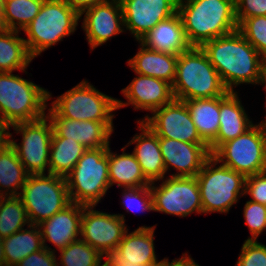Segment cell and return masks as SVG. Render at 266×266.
Returning <instances> with one entry per match:
<instances>
[{"instance_id": "6da1fadb", "label": "cell", "mask_w": 266, "mask_h": 266, "mask_svg": "<svg viewBox=\"0 0 266 266\" xmlns=\"http://www.w3.org/2000/svg\"><path fill=\"white\" fill-rule=\"evenodd\" d=\"M229 92L240 84H265L266 60L238 31L201 46Z\"/></svg>"}, {"instance_id": "7a4b0ae2", "label": "cell", "mask_w": 266, "mask_h": 266, "mask_svg": "<svg viewBox=\"0 0 266 266\" xmlns=\"http://www.w3.org/2000/svg\"><path fill=\"white\" fill-rule=\"evenodd\" d=\"M177 12L191 47L238 30L234 0H179Z\"/></svg>"}, {"instance_id": "3957f363", "label": "cell", "mask_w": 266, "mask_h": 266, "mask_svg": "<svg viewBox=\"0 0 266 266\" xmlns=\"http://www.w3.org/2000/svg\"><path fill=\"white\" fill-rule=\"evenodd\" d=\"M172 90L180 101L214 98L228 92L201 47H190L178 55Z\"/></svg>"}, {"instance_id": "277c9868", "label": "cell", "mask_w": 266, "mask_h": 266, "mask_svg": "<svg viewBox=\"0 0 266 266\" xmlns=\"http://www.w3.org/2000/svg\"><path fill=\"white\" fill-rule=\"evenodd\" d=\"M51 93L12 72H0V115L4 123L38 120L46 116Z\"/></svg>"}, {"instance_id": "5b68a950", "label": "cell", "mask_w": 266, "mask_h": 266, "mask_svg": "<svg viewBox=\"0 0 266 266\" xmlns=\"http://www.w3.org/2000/svg\"><path fill=\"white\" fill-rule=\"evenodd\" d=\"M80 14L64 0H44L39 13L24 28L27 49L35 58L76 31Z\"/></svg>"}, {"instance_id": "8992f818", "label": "cell", "mask_w": 266, "mask_h": 266, "mask_svg": "<svg viewBox=\"0 0 266 266\" xmlns=\"http://www.w3.org/2000/svg\"><path fill=\"white\" fill-rule=\"evenodd\" d=\"M217 164V159L211 155L196 175L203 214L228 213L239 197L245 195L246 177L221 163Z\"/></svg>"}, {"instance_id": "52a82bcc", "label": "cell", "mask_w": 266, "mask_h": 266, "mask_svg": "<svg viewBox=\"0 0 266 266\" xmlns=\"http://www.w3.org/2000/svg\"><path fill=\"white\" fill-rule=\"evenodd\" d=\"M65 178L71 202L96 206L110 188L108 147L87 149Z\"/></svg>"}, {"instance_id": "ba28073f", "label": "cell", "mask_w": 266, "mask_h": 266, "mask_svg": "<svg viewBox=\"0 0 266 266\" xmlns=\"http://www.w3.org/2000/svg\"><path fill=\"white\" fill-rule=\"evenodd\" d=\"M48 110V117H65L70 120L113 121L117 99L101 93L84 80L58 96Z\"/></svg>"}, {"instance_id": "9c48e42d", "label": "cell", "mask_w": 266, "mask_h": 266, "mask_svg": "<svg viewBox=\"0 0 266 266\" xmlns=\"http://www.w3.org/2000/svg\"><path fill=\"white\" fill-rule=\"evenodd\" d=\"M30 224L38 225L71 203L66 178L53 174L28 175L18 195Z\"/></svg>"}, {"instance_id": "30bf717a", "label": "cell", "mask_w": 266, "mask_h": 266, "mask_svg": "<svg viewBox=\"0 0 266 266\" xmlns=\"http://www.w3.org/2000/svg\"><path fill=\"white\" fill-rule=\"evenodd\" d=\"M212 156L245 177L266 171V131L254 124L245 133L223 143Z\"/></svg>"}, {"instance_id": "8fae6325", "label": "cell", "mask_w": 266, "mask_h": 266, "mask_svg": "<svg viewBox=\"0 0 266 266\" xmlns=\"http://www.w3.org/2000/svg\"><path fill=\"white\" fill-rule=\"evenodd\" d=\"M11 127L17 134H22L21 144L10 139V145L15 149L25 171L29 175L45 174L47 169L49 174V154L53 127L48 116L14 124Z\"/></svg>"}, {"instance_id": "7c38bea8", "label": "cell", "mask_w": 266, "mask_h": 266, "mask_svg": "<svg viewBox=\"0 0 266 266\" xmlns=\"http://www.w3.org/2000/svg\"><path fill=\"white\" fill-rule=\"evenodd\" d=\"M162 180L161 186H154L155 182L150 184L153 211L179 217H186L193 212H197V214L203 213L196 176H169Z\"/></svg>"}, {"instance_id": "4fadbf2b", "label": "cell", "mask_w": 266, "mask_h": 266, "mask_svg": "<svg viewBox=\"0 0 266 266\" xmlns=\"http://www.w3.org/2000/svg\"><path fill=\"white\" fill-rule=\"evenodd\" d=\"M84 206L80 238L102 256L117 249L128 228L123 214H109Z\"/></svg>"}, {"instance_id": "5bb4252c", "label": "cell", "mask_w": 266, "mask_h": 266, "mask_svg": "<svg viewBox=\"0 0 266 266\" xmlns=\"http://www.w3.org/2000/svg\"><path fill=\"white\" fill-rule=\"evenodd\" d=\"M151 114L152 116L146 115L138 121L146 124L158 137L188 143H205L198 134L184 101L174 99Z\"/></svg>"}, {"instance_id": "9a60e30c", "label": "cell", "mask_w": 266, "mask_h": 266, "mask_svg": "<svg viewBox=\"0 0 266 266\" xmlns=\"http://www.w3.org/2000/svg\"><path fill=\"white\" fill-rule=\"evenodd\" d=\"M155 226H141L125 233L117 249L104 257L107 266H162L165 258L158 261L154 247Z\"/></svg>"}, {"instance_id": "2e32d148", "label": "cell", "mask_w": 266, "mask_h": 266, "mask_svg": "<svg viewBox=\"0 0 266 266\" xmlns=\"http://www.w3.org/2000/svg\"><path fill=\"white\" fill-rule=\"evenodd\" d=\"M179 0H120L124 28L139 42L159 22L178 11Z\"/></svg>"}, {"instance_id": "e0dca14e", "label": "cell", "mask_w": 266, "mask_h": 266, "mask_svg": "<svg viewBox=\"0 0 266 266\" xmlns=\"http://www.w3.org/2000/svg\"><path fill=\"white\" fill-rule=\"evenodd\" d=\"M82 28L89 46L94 50L124 30V18L120 0H106L84 10Z\"/></svg>"}, {"instance_id": "ac0fdd59", "label": "cell", "mask_w": 266, "mask_h": 266, "mask_svg": "<svg viewBox=\"0 0 266 266\" xmlns=\"http://www.w3.org/2000/svg\"><path fill=\"white\" fill-rule=\"evenodd\" d=\"M159 144L166 173L171 166L178 171L170 174L172 177L196 176L211 156L206 143H188L159 137Z\"/></svg>"}, {"instance_id": "d6986e66", "label": "cell", "mask_w": 266, "mask_h": 266, "mask_svg": "<svg viewBox=\"0 0 266 266\" xmlns=\"http://www.w3.org/2000/svg\"><path fill=\"white\" fill-rule=\"evenodd\" d=\"M136 75L138 76L121 90L127 102L117 99V109L131 104L135 110L153 112L175 99L170 83L146 75Z\"/></svg>"}, {"instance_id": "ffe728a7", "label": "cell", "mask_w": 266, "mask_h": 266, "mask_svg": "<svg viewBox=\"0 0 266 266\" xmlns=\"http://www.w3.org/2000/svg\"><path fill=\"white\" fill-rule=\"evenodd\" d=\"M82 213L83 205L71 202L64 209L38 224L43 247L55 253L56 250L48 247L45 242L49 241L61 250L78 240L77 237L81 235Z\"/></svg>"}, {"instance_id": "44dd1931", "label": "cell", "mask_w": 266, "mask_h": 266, "mask_svg": "<svg viewBox=\"0 0 266 266\" xmlns=\"http://www.w3.org/2000/svg\"><path fill=\"white\" fill-rule=\"evenodd\" d=\"M53 131L62 138L81 143L87 149L109 147L110 136L114 131L113 121H79L65 117H48Z\"/></svg>"}, {"instance_id": "7402d4cb", "label": "cell", "mask_w": 266, "mask_h": 266, "mask_svg": "<svg viewBox=\"0 0 266 266\" xmlns=\"http://www.w3.org/2000/svg\"><path fill=\"white\" fill-rule=\"evenodd\" d=\"M238 92H227L220 96V128L216 139L209 145L211 155L225 142L245 133L254 124L250 121Z\"/></svg>"}, {"instance_id": "603a6c76", "label": "cell", "mask_w": 266, "mask_h": 266, "mask_svg": "<svg viewBox=\"0 0 266 266\" xmlns=\"http://www.w3.org/2000/svg\"><path fill=\"white\" fill-rule=\"evenodd\" d=\"M141 133L126 144V147L136 143L133 155L141 166L144 176L152 183L164 179L166 173L161 154L159 137L142 121L137 122Z\"/></svg>"}, {"instance_id": "cb8c5ba5", "label": "cell", "mask_w": 266, "mask_h": 266, "mask_svg": "<svg viewBox=\"0 0 266 266\" xmlns=\"http://www.w3.org/2000/svg\"><path fill=\"white\" fill-rule=\"evenodd\" d=\"M140 42L149 49L176 55L191 47L178 12L159 22Z\"/></svg>"}, {"instance_id": "d4e9b609", "label": "cell", "mask_w": 266, "mask_h": 266, "mask_svg": "<svg viewBox=\"0 0 266 266\" xmlns=\"http://www.w3.org/2000/svg\"><path fill=\"white\" fill-rule=\"evenodd\" d=\"M140 50L128 60V66L136 74L164 80L171 85L176 75L178 55L147 48L140 41Z\"/></svg>"}, {"instance_id": "484cf974", "label": "cell", "mask_w": 266, "mask_h": 266, "mask_svg": "<svg viewBox=\"0 0 266 266\" xmlns=\"http://www.w3.org/2000/svg\"><path fill=\"white\" fill-rule=\"evenodd\" d=\"M108 147V169L110 187L117 184L122 188H141L149 186L151 182L144 176L136 157L125 153L126 145L121 150L122 154L113 153Z\"/></svg>"}, {"instance_id": "4316f807", "label": "cell", "mask_w": 266, "mask_h": 266, "mask_svg": "<svg viewBox=\"0 0 266 266\" xmlns=\"http://www.w3.org/2000/svg\"><path fill=\"white\" fill-rule=\"evenodd\" d=\"M197 132L209 146L217 137L220 128V96L214 98L189 99L184 101Z\"/></svg>"}, {"instance_id": "83f0119b", "label": "cell", "mask_w": 266, "mask_h": 266, "mask_svg": "<svg viewBox=\"0 0 266 266\" xmlns=\"http://www.w3.org/2000/svg\"><path fill=\"white\" fill-rule=\"evenodd\" d=\"M86 150L87 148L76 140L59 137L53 131L49 154V173L66 177Z\"/></svg>"}, {"instance_id": "f1b7e54d", "label": "cell", "mask_w": 266, "mask_h": 266, "mask_svg": "<svg viewBox=\"0 0 266 266\" xmlns=\"http://www.w3.org/2000/svg\"><path fill=\"white\" fill-rule=\"evenodd\" d=\"M19 31L6 30L0 32V72L25 73L28 65L34 59L26 46L24 38L18 36Z\"/></svg>"}, {"instance_id": "f546056e", "label": "cell", "mask_w": 266, "mask_h": 266, "mask_svg": "<svg viewBox=\"0 0 266 266\" xmlns=\"http://www.w3.org/2000/svg\"><path fill=\"white\" fill-rule=\"evenodd\" d=\"M27 228L3 238L7 266H16L22 259L43 248L38 225L29 224Z\"/></svg>"}, {"instance_id": "4dcf8cb0", "label": "cell", "mask_w": 266, "mask_h": 266, "mask_svg": "<svg viewBox=\"0 0 266 266\" xmlns=\"http://www.w3.org/2000/svg\"><path fill=\"white\" fill-rule=\"evenodd\" d=\"M28 175L11 145L0 153V196H18Z\"/></svg>"}, {"instance_id": "1f68e13d", "label": "cell", "mask_w": 266, "mask_h": 266, "mask_svg": "<svg viewBox=\"0 0 266 266\" xmlns=\"http://www.w3.org/2000/svg\"><path fill=\"white\" fill-rule=\"evenodd\" d=\"M26 209L19 196H0V237L5 238L29 225Z\"/></svg>"}, {"instance_id": "d6a6232c", "label": "cell", "mask_w": 266, "mask_h": 266, "mask_svg": "<svg viewBox=\"0 0 266 266\" xmlns=\"http://www.w3.org/2000/svg\"><path fill=\"white\" fill-rule=\"evenodd\" d=\"M44 0H4L7 29L24 30L39 13Z\"/></svg>"}, {"instance_id": "836d02e7", "label": "cell", "mask_w": 266, "mask_h": 266, "mask_svg": "<svg viewBox=\"0 0 266 266\" xmlns=\"http://www.w3.org/2000/svg\"><path fill=\"white\" fill-rule=\"evenodd\" d=\"M60 251L61 266H100L104 256L81 238L67 245Z\"/></svg>"}, {"instance_id": "e575fe53", "label": "cell", "mask_w": 266, "mask_h": 266, "mask_svg": "<svg viewBox=\"0 0 266 266\" xmlns=\"http://www.w3.org/2000/svg\"><path fill=\"white\" fill-rule=\"evenodd\" d=\"M238 31L266 60V16L244 19L238 25Z\"/></svg>"}, {"instance_id": "d590c367", "label": "cell", "mask_w": 266, "mask_h": 266, "mask_svg": "<svg viewBox=\"0 0 266 266\" xmlns=\"http://www.w3.org/2000/svg\"><path fill=\"white\" fill-rule=\"evenodd\" d=\"M122 204L124 209L129 211L143 212L153 211V198L149 186L141 188H124Z\"/></svg>"}, {"instance_id": "8d00e7d4", "label": "cell", "mask_w": 266, "mask_h": 266, "mask_svg": "<svg viewBox=\"0 0 266 266\" xmlns=\"http://www.w3.org/2000/svg\"><path fill=\"white\" fill-rule=\"evenodd\" d=\"M243 215L251 236L248 240H257L258 236L266 230V206L254 201H247Z\"/></svg>"}, {"instance_id": "74e56055", "label": "cell", "mask_w": 266, "mask_h": 266, "mask_svg": "<svg viewBox=\"0 0 266 266\" xmlns=\"http://www.w3.org/2000/svg\"><path fill=\"white\" fill-rule=\"evenodd\" d=\"M235 266H266V245L245 240Z\"/></svg>"}, {"instance_id": "f35d334b", "label": "cell", "mask_w": 266, "mask_h": 266, "mask_svg": "<svg viewBox=\"0 0 266 266\" xmlns=\"http://www.w3.org/2000/svg\"><path fill=\"white\" fill-rule=\"evenodd\" d=\"M244 194H249L251 201L266 206V171L245 178Z\"/></svg>"}, {"instance_id": "ab89813d", "label": "cell", "mask_w": 266, "mask_h": 266, "mask_svg": "<svg viewBox=\"0 0 266 266\" xmlns=\"http://www.w3.org/2000/svg\"><path fill=\"white\" fill-rule=\"evenodd\" d=\"M235 7L238 25L246 18L266 16V0H236Z\"/></svg>"}, {"instance_id": "60d3db41", "label": "cell", "mask_w": 266, "mask_h": 266, "mask_svg": "<svg viewBox=\"0 0 266 266\" xmlns=\"http://www.w3.org/2000/svg\"><path fill=\"white\" fill-rule=\"evenodd\" d=\"M57 261L56 254L43 247L22 259L16 266H58Z\"/></svg>"}, {"instance_id": "b9f144b4", "label": "cell", "mask_w": 266, "mask_h": 266, "mask_svg": "<svg viewBox=\"0 0 266 266\" xmlns=\"http://www.w3.org/2000/svg\"><path fill=\"white\" fill-rule=\"evenodd\" d=\"M72 9L81 14L84 10L106 0H64Z\"/></svg>"}, {"instance_id": "7bdbcfd3", "label": "cell", "mask_w": 266, "mask_h": 266, "mask_svg": "<svg viewBox=\"0 0 266 266\" xmlns=\"http://www.w3.org/2000/svg\"><path fill=\"white\" fill-rule=\"evenodd\" d=\"M10 125L6 123L0 124V153L10 145V139L12 138V133H10Z\"/></svg>"}, {"instance_id": "ee69618b", "label": "cell", "mask_w": 266, "mask_h": 266, "mask_svg": "<svg viewBox=\"0 0 266 266\" xmlns=\"http://www.w3.org/2000/svg\"><path fill=\"white\" fill-rule=\"evenodd\" d=\"M182 256L179 259L172 260V262H169L168 258H165L162 266H199L187 253H184Z\"/></svg>"}, {"instance_id": "f6af8a7d", "label": "cell", "mask_w": 266, "mask_h": 266, "mask_svg": "<svg viewBox=\"0 0 266 266\" xmlns=\"http://www.w3.org/2000/svg\"><path fill=\"white\" fill-rule=\"evenodd\" d=\"M7 25L4 17V0H0V32L6 31Z\"/></svg>"}, {"instance_id": "bcb514c9", "label": "cell", "mask_w": 266, "mask_h": 266, "mask_svg": "<svg viewBox=\"0 0 266 266\" xmlns=\"http://www.w3.org/2000/svg\"><path fill=\"white\" fill-rule=\"evenodd\" d=\"M0 266H7V261L4 254L3 238L0 237Z\"/></svg>"}, {"instance_id": "7dc6e473", "label": "cell", "mask_w": 266, "mask_h": 266, "mask_svg": "<svg viewBox=\"0 0 266 266\" xmlns=\"http://www.w3.org/2000/svg\"><path fill=\"white\" fill-rule=\"evenodd\" d=\"M265 86H264V88L266 89V83L264 84ZM266 106V105H265ZM266 118V117H265ZM261 127H262V129H264L265 131H266V119L263 121H261L260 123H258Z\"/></svg>"}, {"instance_id": "c3c4849f", "label": "cell", "mask_w": 266, "mask_h": 266, "mask_svg": "<svg viewBox=\"0 0 266 266\" xmlns=\"http://www.w3.org/2000/svg\"><path fill=\"white\" fill-rule=\"evenodd\" d=\"M1 123H4V121H3V119H2V117H1V115H0V124Z\"/></svg>"}]
</instances>
